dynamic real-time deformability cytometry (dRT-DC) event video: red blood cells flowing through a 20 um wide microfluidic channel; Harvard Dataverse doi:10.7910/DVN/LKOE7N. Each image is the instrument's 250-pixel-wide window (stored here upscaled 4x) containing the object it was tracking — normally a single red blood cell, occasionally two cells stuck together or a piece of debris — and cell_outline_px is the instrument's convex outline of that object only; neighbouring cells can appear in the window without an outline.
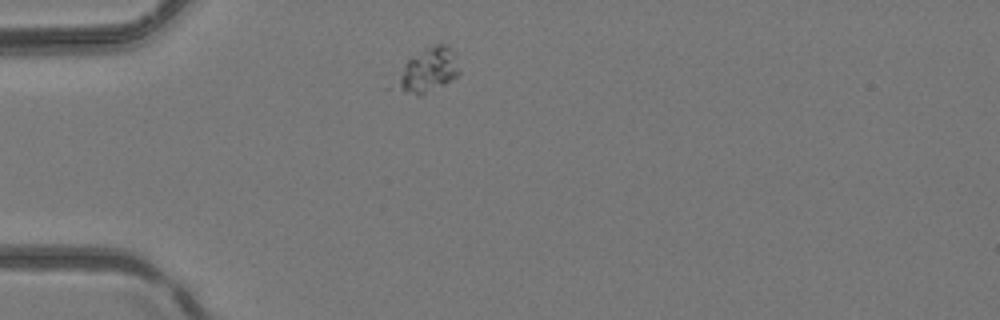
{"species": "common noctule bat (a hibernating species)", "species_latin": "Nyctalus noctula", "temperature_condition": "room temperature", "stored_images_in_passage": 2, "camera_frame_rate_fps": 3000, "um_per_image_px": 0.085, "animal": {"sex": "female", "body_mass_g": 24.6, "forearm_length_mm": 56.2}, "frame": {"image": 1, "passage_image": 1, "time_ms": 0.0, "image_size_px": [1000, 320], "cell_outline_px": [[460, 72], [456, 76], [444, 84], [420, 96], [416, 96], [384, 88], [404, 64], [408, 60], [424, 48], [432, 44], [448, 44], [452, 52]], "centroid_in_image_um": [36.17, 6.04], "position_along_channel_um": 48.8, "area_um2": 16.99}}